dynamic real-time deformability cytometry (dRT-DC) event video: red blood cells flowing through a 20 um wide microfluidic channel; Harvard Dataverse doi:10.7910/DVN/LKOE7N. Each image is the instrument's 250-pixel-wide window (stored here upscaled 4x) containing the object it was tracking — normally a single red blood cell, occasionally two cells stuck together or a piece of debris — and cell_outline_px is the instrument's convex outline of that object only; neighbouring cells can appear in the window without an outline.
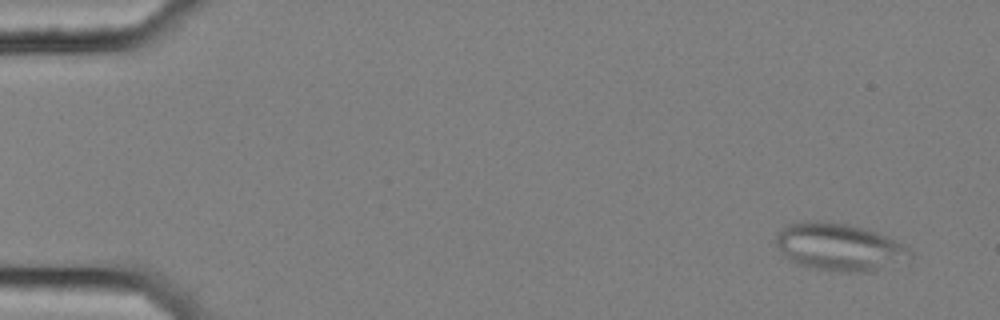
{"species": "common noctule bat (a hibernating species)", "species_latin": "Nyctalus noctula", "temperature_condition": "cold", "stored_images_in_passage": 57, "segment_of_instrument_passage": [1, 2], "camera_frame_rate_fps": 3000, "um_per_image_px": 0.085, "animal": {"sex": "female", "body_mass_g": 25.1}, "frame": {"image": 1, "passage_image": 4, "time_ms": 1.0, "image_size_px": [1000, 320], "cell_outline_px": [[912, 256], [872, 272], [840, 272], [808, 268], [796, 264], [784, 256], [776, 244], [776, 232], [780, 228], [788, 224], [808, 220], [820, 220], [848, 224], [864, 228], [876, 232], [904, 244], [912, 248]], "centroid_in_image_um": [71.29, 20.99], "position_along_channel_um": 13.7, "area_um2": 37.45}}
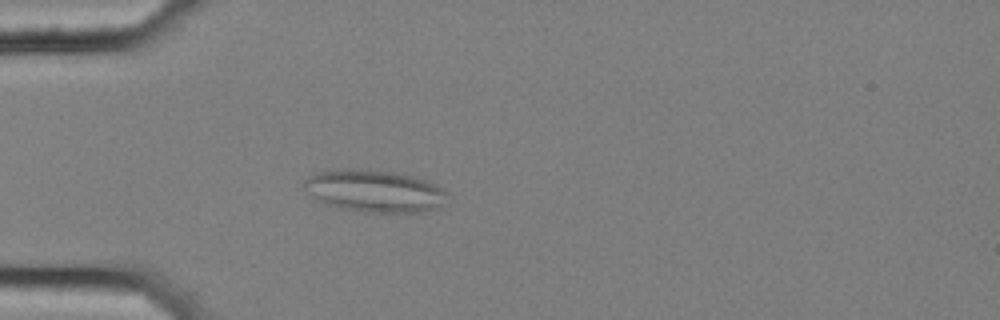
{"frame": {"image": 2, "passage_image": 17, "time_ms": 5.333, "image_size_px": [1000, 320], "cell_outline_px": [[448, 204], [424, 212], [364, 212], [336, 208], [316, 200], [304, 188], [304, 180], [308, 176], [320, 172], [348, 168], [360, 168], [392, 172], [412, 176], [436, 184], [448, 192]], "centroid_in_image_um": [31.86, 16.25], "position_along_channel_um": 53.1, "area_um2": 35.6}}